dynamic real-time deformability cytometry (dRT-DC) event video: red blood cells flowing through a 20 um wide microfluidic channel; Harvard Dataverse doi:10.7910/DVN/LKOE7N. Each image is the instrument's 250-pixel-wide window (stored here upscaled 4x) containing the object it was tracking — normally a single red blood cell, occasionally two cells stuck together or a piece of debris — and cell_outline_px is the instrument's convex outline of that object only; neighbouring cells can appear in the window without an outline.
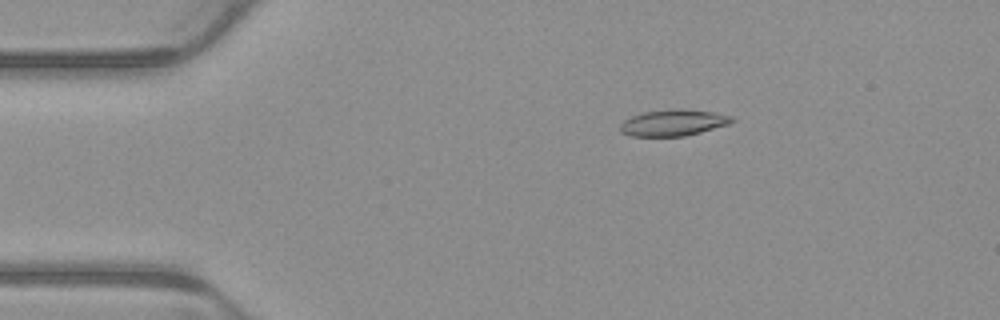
{"species": "common noctule bat (a hibernating species)", "species_latin": "Nyctalus noctula", "temperature_condition": "warm", "stored_images_in_passage": 6, "camera_frame_rate_fps": 3000, "um_per_image_px": 0.085, "animal": {"sex": "male", "body_mass_g": 23.1, "forearm_length_mm": 52.7}, "frame": {"image": 1, "passage_image": 2, "time_ms": 0.333, "image_size_px": [1000, 320], "cell_outline_px": [[736, 120], [728, 124], [700, 132], [684, 136], [632, 136], [620, 132], [620, 124], [624, 120], [632, 116], [644, 112], [676, 108], [712, 112], [732, 116]], "centroid_in_image_um": [57.21, 10.43], "position_along_channel_um": 27.8, "area_um2": 16.99}}
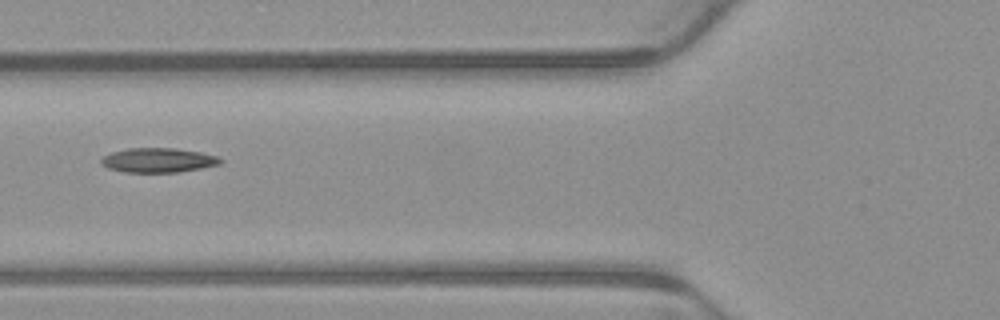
{"frame": {"image": 2, "passage_image": 5, "time_ms": 1.333, "image_size_px": [1000, 320], "cell_outline_px": [[224, 160], [220, 164], [180, 172], [124, 172], [108, 168], [100, 164], [100, 160], [104, 156], [112, 152], [128, 148], [176, 148], [200, 152], [216, 156]], "centroid_in_image_um": [13.43, 13.62], "position_along_channel_um": 112.4, "area_um2": 16.99}}
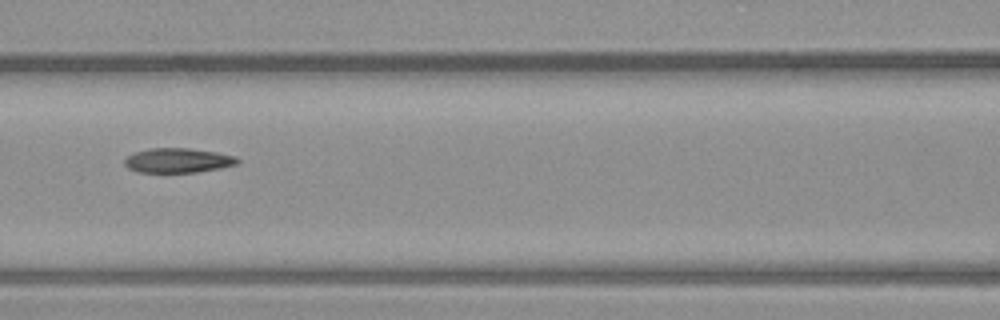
{"frame": {"image": 3, "passage_image": 6, "time_ms": 1.667, "image_size_px": [1000, 320], "cell_outline_px": [[240, 160], [236, 164], [220, 168], [196, 172], [136, 172], [128, 168], [124, 164], [124, 160], [128, 156], [136, 152], [148, 148], [188, 148], [216, 152], [236, 156]], "centroid_in_image_um": [15.11, 13.63], "position_along_channel_um": 151.5, "area_um2": 16.13}}